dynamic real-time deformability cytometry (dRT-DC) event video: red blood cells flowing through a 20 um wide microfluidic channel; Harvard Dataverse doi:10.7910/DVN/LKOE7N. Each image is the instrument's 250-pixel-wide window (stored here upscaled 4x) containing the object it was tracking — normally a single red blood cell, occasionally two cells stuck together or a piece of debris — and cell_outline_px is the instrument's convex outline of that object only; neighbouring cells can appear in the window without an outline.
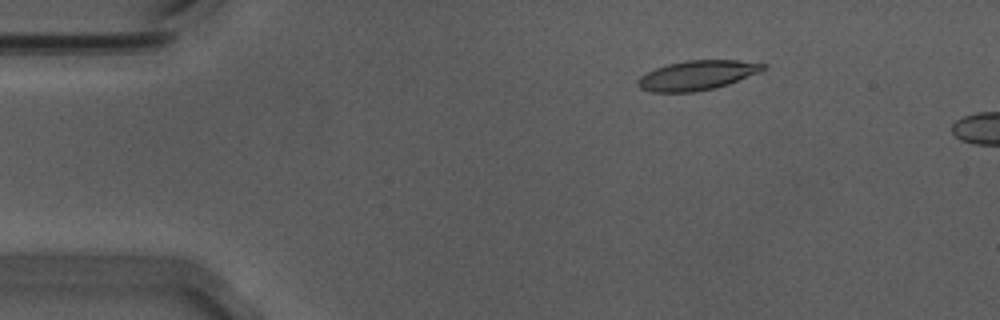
{"species": "Egyptian fruit bat (a non-hibernating species)", "species_latin": "Rousettus aegyptiacus", "temperature_condition": "warm", "stored_images_in_passage": 8, "camera_frame_rate_fps": 3000, "um_per_image_px": 0.085, "animal": {"sex": "male"}, "frame": {"image": 1, "passage_image": 2, "time_ms": 0.333, "image_size_px": [1000, 320], "cell_outline_px": [[768, 68], [760, 72], [728, 84], [716, 88], [696, 92], [652, 92], [640, 88], [636, 84], [636, 80], [640, 76], [656, 68], [668, 64], [688, 60], [736, 60], [768, 64]], "centroid_in_image_um": [59.27, 6.4], "position_along_channel_um": 25.7, "area_um2": 21.68}}